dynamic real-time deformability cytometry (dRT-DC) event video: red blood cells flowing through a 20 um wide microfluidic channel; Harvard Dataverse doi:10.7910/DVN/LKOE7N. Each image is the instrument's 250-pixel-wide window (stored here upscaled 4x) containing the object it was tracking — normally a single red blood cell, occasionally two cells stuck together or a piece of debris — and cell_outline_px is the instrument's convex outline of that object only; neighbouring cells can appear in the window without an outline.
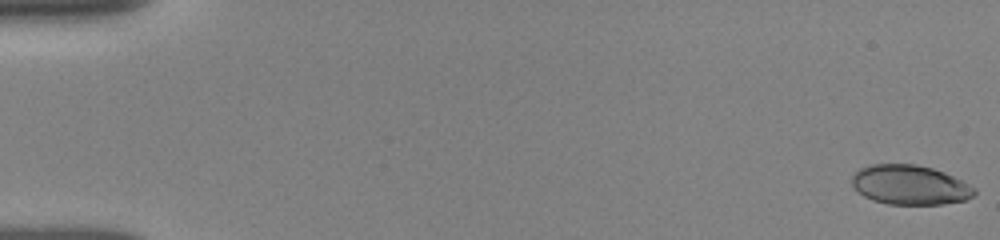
{"species": "human", "species_latin": "Homo sapiens", "temperature_condition": "room temperature", "stored_images_in_passage": 7, "camera_frame_rate_fps": 3000, "um_per_image_px": 0.085, "donor": {"sex": "female"}, "frame": {"image": 1, "passage_image": 1, "time_ms": 0.0, "image_size_px": [1000, 240], "cell_outline_px": [[976, 192], [972, 196], [964, 200], [944, 204], [888, 204], [872, 200], [864, 196], [852, 184], [852, 176], [860, 168], [872, 164], [916, 164], [932, 168], [944, 172], [976, 188]], "centroid_in_image_um": [77.34, 15.71], "position_along_channel_um": 7.7, "area_um2": 28.03}}